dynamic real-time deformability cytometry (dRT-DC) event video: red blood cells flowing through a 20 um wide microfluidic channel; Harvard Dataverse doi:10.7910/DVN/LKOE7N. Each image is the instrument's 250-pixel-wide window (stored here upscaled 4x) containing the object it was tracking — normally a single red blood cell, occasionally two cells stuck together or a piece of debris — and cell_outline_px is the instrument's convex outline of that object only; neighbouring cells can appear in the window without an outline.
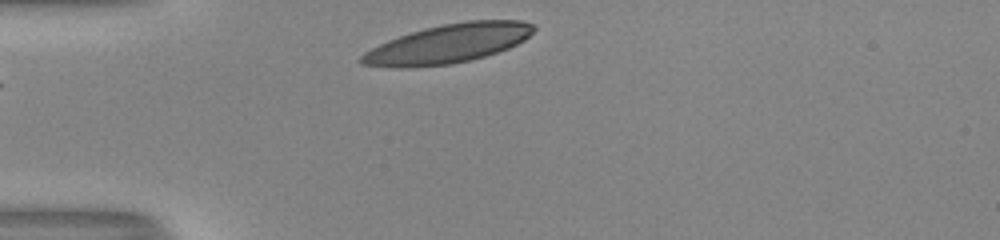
{"species": "human", "species_latin": "Homo sapiens", "temperature_condition": "room temperature", "stored_images_in_passage": 28, "camera_frame_rate_fps": 3000, "um_per_image_px": 0.085, "donor": {"sex": "male"}, "frame": {"image": 1, "passage_image": 1, "time_ms": 0.0, "image_size_px": [1000, 240], "cell_outline_px": [[536, 28], [524, 40], [508, 48], [484, 56], [468, 60], [448, 64], [408, 68], [396, 68], [360, 64], [356, 60], [364, 52], [388, 40], [424, 28], [444, 24], [468, 20], [520, 20], [532, 24]], "centroid_in_image_um": [38.05, 3.72], "position_along_channel_um": 47.0, "area_um2": 38.84}}
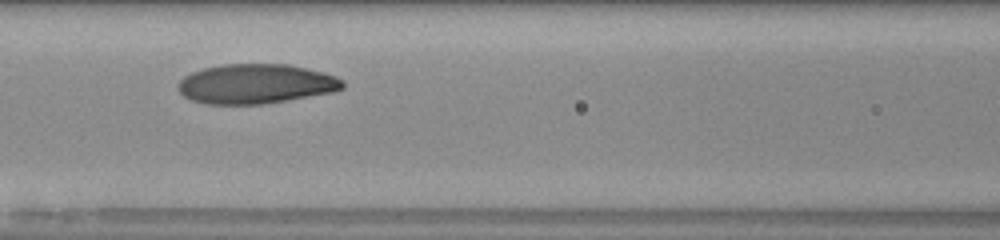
{"frame": {"image": 2, "passage_image": 10, "time_ms": 3.0, "image_size_px": [1000, 240], "cell_outline_px": [[344, 88], [332, 92], [260, 104], [204, 104], [192, 100], [184, 96], [176, 88], [176, 84], [184, 76], [192, 72], [204, 68], [224, 64], [288, 64], [336, 76], [344, 80]], "centroid_in_image_um": [21.7, 7.12], "position_along_channel_um": 144.9, "area_um2": 37.8}}
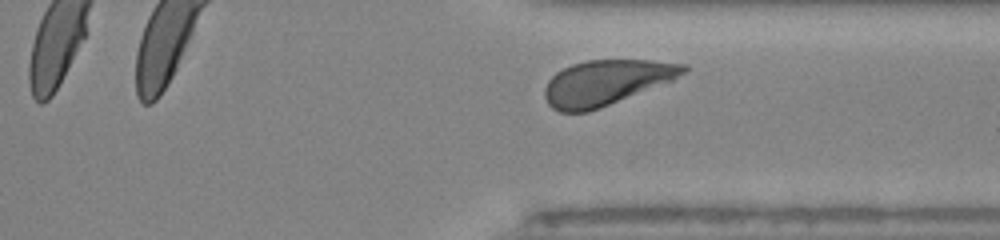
{"frame": {"image": 3, "passage_image": 26, "time_ms": 8.333, "image_size_px": [1000, 240], "cell_outline_px": [[688, 72], [672, 80], [600, 108], [588, 112], [560, 112], [552, 108], [548, 104], [544, 96], [544, 88], [548, 80], [556, 72], [572, 64], [588, 60], [648, 60], [688, 64]], "centroid_in_image_um": [51.51, 7.01], "position_along_channel_um": 359.9, "area_um2": 36.41}, "authors_computed_cell_mechanics": {"area_um2": 38.2925, "velocity_mm_per_s": 4.028, "shape_relaxation_time_tau1_ms": 3.3384, "shape_relaxation_time_tau2_ms": 2.2, "deformation_change_tau1": 0.1688, "deformation_change_tau2": 0.0759}}